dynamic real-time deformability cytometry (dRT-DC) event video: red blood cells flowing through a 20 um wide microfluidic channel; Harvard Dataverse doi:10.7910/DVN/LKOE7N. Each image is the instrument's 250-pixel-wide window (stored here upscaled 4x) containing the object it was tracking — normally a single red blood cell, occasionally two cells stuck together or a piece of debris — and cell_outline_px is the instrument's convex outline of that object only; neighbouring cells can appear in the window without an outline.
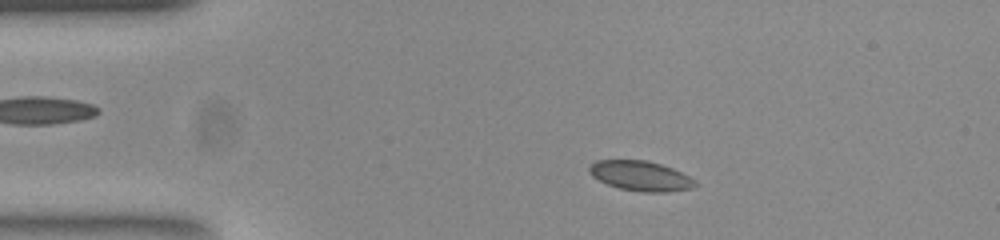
{"species": "common noctule bat (a hibernating species)", "species_latin": "Nyctalus noctula", "temperature_condition": "room temperature", "stored_images_in_passage": 51, "camera_frame_rate_fps": 3000, "um_per_image_px": 0.085, "animal": {"sex": "female", "body_mass_g": 23.0, "forearm_length_mm": 53.4}, "frame": {"image": 1, "passage_image": 8, "time_ms": 2.333, "image_size_px": [1000, 240], "cell_outline_px": [[696, 184], [692, 188], [664, 192], [644, 192], [620, 188], [608, 184], [592, 176], [588, 172], [588, 168], [596, 160], [648, 160], [672, 168], [696, 180]], "centroid_in_image_um": [54.44, 14.94], "position_along_channel_um": 30.6, "area_um2": 18.26}}
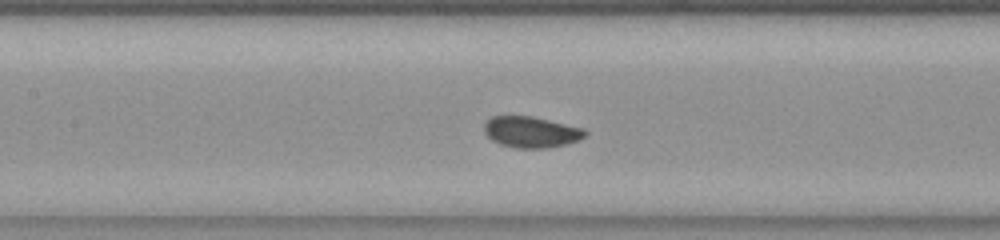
{"frame": {"image": 2, "passage_image": 22, "time_ms": 7.0, "image_size_px": [1000, 240], "cell_outline_px": [[588, 132], [580, 140], [548, 148], [516, 148], [500, 144], [492, 140], [484, 132], [484, 124], [492, 116], [532, 116], [584, 128]], "centroid_in_image_um": [45.15, 11.22], "position_along_channel_um": 162.2, "area_um2": 18.26}}
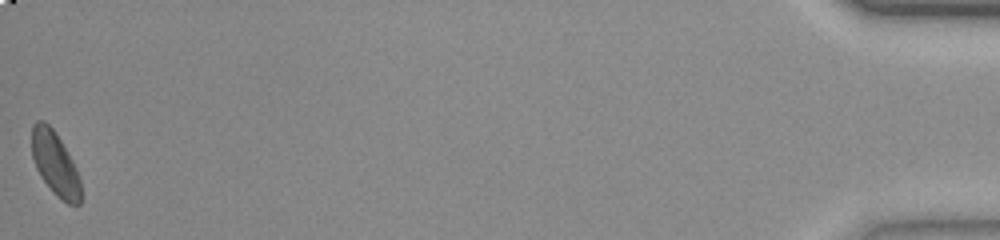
{"frame": {"image": 3, "passage_image": 51, "time_ms": 16.667, "image_size_px": [1000, 240], "cell_outline_px": [[80, 204], [68, 204], [56, 196], [52, 192], [40, 176], [36, 168], [32, 156], [32, 124], [36, 120], [44, 120], [56, 132], [72, 160], [76, 168], [80, 180]], "centroid_in_image_um": [4.66, 13.89], "position_along_channel_um": 430.5, "area_um2": 18.21}, "authors_computed_cell_mechanics": {"area_um2": 18.2648, "velocity_mm_per_s": 3.8399, "shape_relaxation_time_tau1_ms": 2.8478, "shape_relaxation_time_tau2_ms": 4.9389, "deformation_change_tau1": 0.0749, "deformation_change_tau2": 0.0715}}